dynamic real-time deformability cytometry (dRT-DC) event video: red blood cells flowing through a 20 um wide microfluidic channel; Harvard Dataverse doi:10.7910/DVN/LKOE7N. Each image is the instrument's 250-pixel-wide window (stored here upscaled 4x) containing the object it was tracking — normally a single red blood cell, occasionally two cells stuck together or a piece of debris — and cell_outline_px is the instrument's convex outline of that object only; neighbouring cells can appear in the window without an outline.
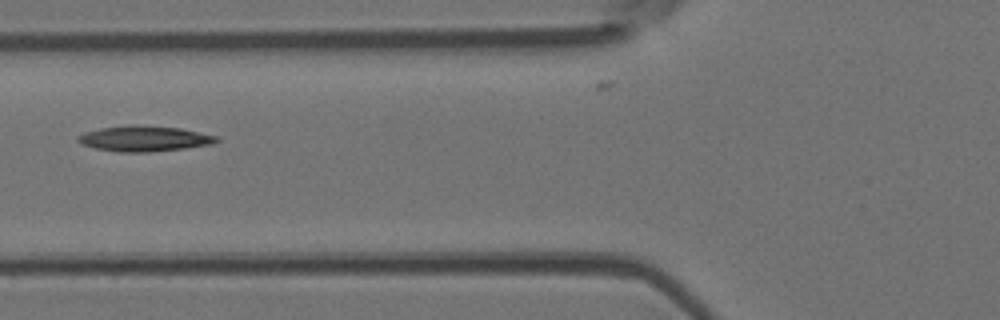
{"species": "Egyptian fruit bat (a non-hibernating species)", "species_latin": "Rousettus aegyptiacus", "temperature_condition": "room temperature", "stored_images_in_passage": 26, "camera_frame_rate_fps": 3000, "um_per_image_px": 0.085, "animal": {"sex": "female"}, "frame": {"image": 1, "passage_image": 3, "time_ms": 0.667, "image_size_px": [1000, 320], "cell_outline_px": [[220, 140], [212, 144], [184, 148], [148, 152], [120, 152], [96, 148], [80, 144], [76, 140], [76, 136], [84, 132], [100, 128], [128, 124], [140, 124], [180, 128], [220, 136]], "centroid_in_image_um": [12.25, 11.76], "position_along_channel_um": 113.5, "area_um2": 20.92}}
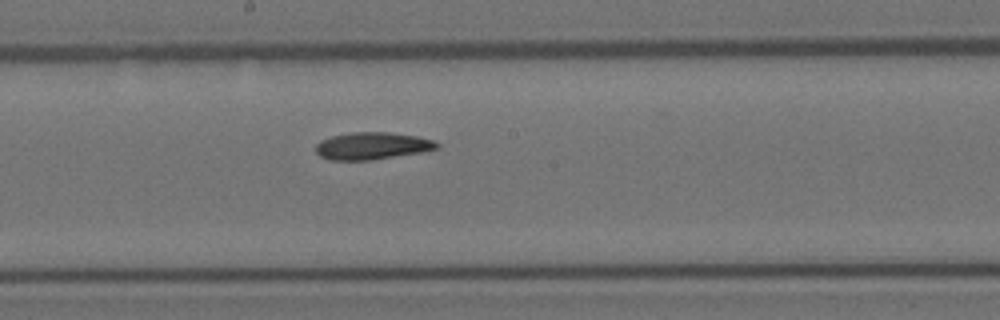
{"frame": {"image": 2, "passage_image": 11, "time_ms": 3.333, "image_size_px": [1000, 320], "cell_outline_px": [[440, 148], [420, 152], [372, 160], [328, 160], [320, 156], [316, 152], [316, 144], [320, 140], [332, 136], [352, 132], [388, 132], [416, 136], [432, 140], [440, 144]], "centroid_in_image_um": [31.61, 12.4], "position_along_channel_um": 216.6, "area_um2": 19.19}}
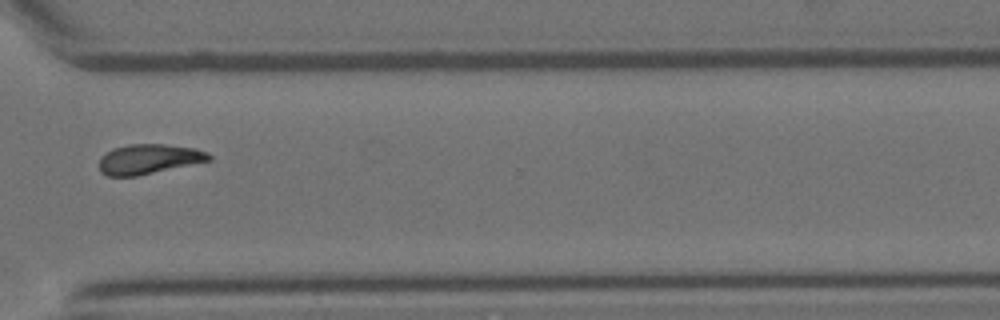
{"frame": {"image": 3, "passage_image": 22, "time_ms": 7.0, "image_size_px": [1000, 320], "cell_outline_px": [[212, 160], [136, 176], [108, 176], [100, 172], [100, 156], [116, 148], [128, 144], [164, 144], [196, 148], [208, 152], [212, 156]], "centroid_in_image_um": [12.68, 13.52], "position_along_channel_um": 357.9, "area_um2": 19.02}, "authors_computed_cell_mechanics": {"area_um2": 19.1607, "velocity_mm_per_s": 3.8607, "shape_relaxation_time_tau1_ms": 7.9507, "shape_relaxation_time_tau2_ms": 6.4846, "deformation_change_tau1": 0.1919, "deformation_change_tau2": 0.1287}}